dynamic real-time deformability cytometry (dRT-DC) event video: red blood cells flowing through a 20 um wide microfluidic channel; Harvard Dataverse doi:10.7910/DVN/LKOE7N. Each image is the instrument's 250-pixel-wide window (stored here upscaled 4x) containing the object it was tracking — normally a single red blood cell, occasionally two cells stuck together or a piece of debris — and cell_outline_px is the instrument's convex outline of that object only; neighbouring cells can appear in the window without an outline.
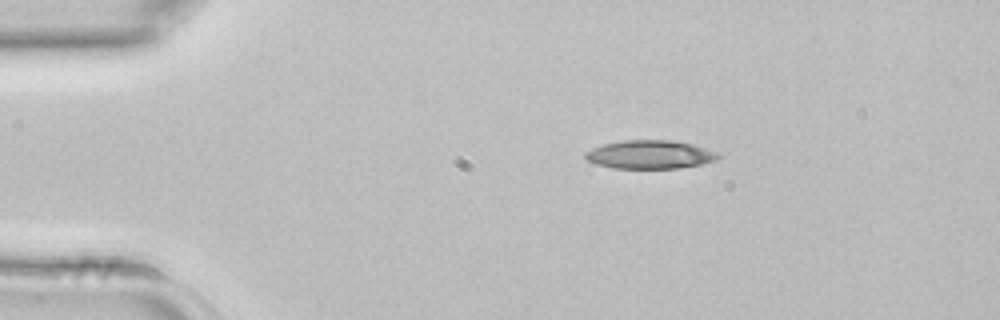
{"species": "common noctule bat (a hibernating species)", "species_latin": "Nyctalus noctula", "temperature_condition": "room temperature", "stored_images_in_passage": 2, "camera_frame_rate_fps": 3000, "um_per_image_px": 0.085, "animal": {"sex": "female", "body_mass_g": 22.7, "forearm_length_mm": 54.2}, "frame": {"image": 1, "passage_image": 1, "time_ms": 0.0, "image_size_px": [1000, 320], "cell_outline_px": [[720, 156], [716, 160], [704, 164], [680, 168], [612, 168], [596, 164], [588, 160], [584, 156], [584, 152], [592, 148], [604, 144], [624, 140], [672, 140], [692, 144], [720, 152]], "centroid_in_image_um": [55.28, 13.14], "position_along_channel_um": 29.7, "area_um2": 22.2}}